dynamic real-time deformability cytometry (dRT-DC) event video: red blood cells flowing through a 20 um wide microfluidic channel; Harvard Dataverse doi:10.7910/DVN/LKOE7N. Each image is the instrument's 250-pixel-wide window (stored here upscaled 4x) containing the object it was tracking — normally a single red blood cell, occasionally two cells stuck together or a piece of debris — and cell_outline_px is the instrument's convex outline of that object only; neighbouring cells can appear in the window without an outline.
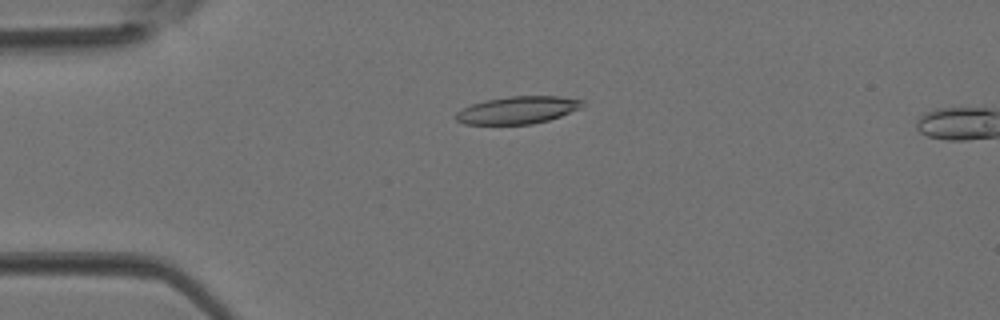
{"species": "Egyptian fruit bat (a non-hibernating species)", "species_latin": "Rousettus aegyptiacus", "temperature_condition": "room temperature", "stored_images_in_passage": 4, "camera_frame_rate_fps": 3000, "um_per_image_px": 0.085, "animal": {"sex": "female"}, "frame": {"image": 1, "passage_image": 3, "time_ms": 0.667, "image_size_px": [1000, 320], "cell_outline_px": [[584, 104], [580, 108], [560, 116], [548, 120], [532, 124], [464, 124], [456, 120], [456, 112], [472, 104], [484, 100], [508, 96], [560, 96], [584, 100]], "centroid_in_image_um": [44.01, 9.35], "position_along_channel_um": 41.0, "area_um2": 20.17}}